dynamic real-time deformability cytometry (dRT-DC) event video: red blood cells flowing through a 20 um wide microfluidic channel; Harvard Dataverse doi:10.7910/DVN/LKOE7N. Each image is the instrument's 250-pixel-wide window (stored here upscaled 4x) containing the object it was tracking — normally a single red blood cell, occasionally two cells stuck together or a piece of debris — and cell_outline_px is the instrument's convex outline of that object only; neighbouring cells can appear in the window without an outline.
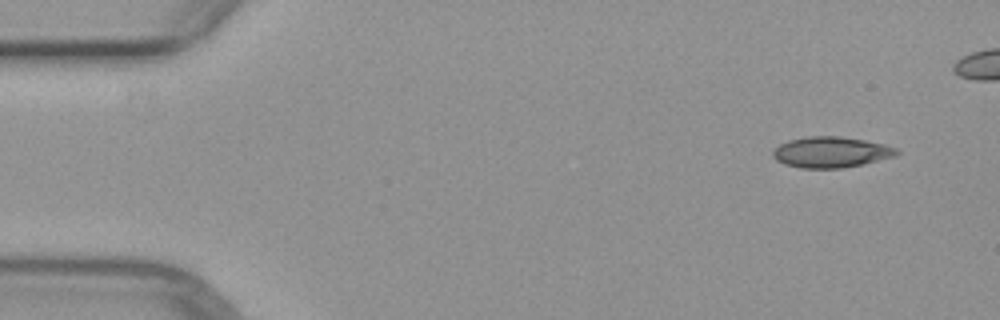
{"species": "common noctule bat (a hibernating species)", "species_latin": "Nyctalus noctula", "temperature_condition": "warm", "stored_images_in_passage": 5, "camera_frame_rate_fps": 3000, "um_per_image_px": 0.085, "animal": {"sex": "female", "body_mass_g": 29.2, "forearm_length_mm": 56.3}, "frame": {"image": 1, "passage_image": 1, "time_ms": 0.0, "image_size_px": [1000, 320], "cell_outline_px": [[900, 152], [896, 156], [864, 164], [840, 168], [800, 168], [784, 164], [776, 160], [772, 156], [772, 152], [780, 144], [788, 140], [808, 136], [840, 136], [864, 140], [884, 144], [896, 148]], "centroid_in_image_um": [70.64, 12.93], "position_along_channel_um": 14.4, "area_um2": 22.31}}
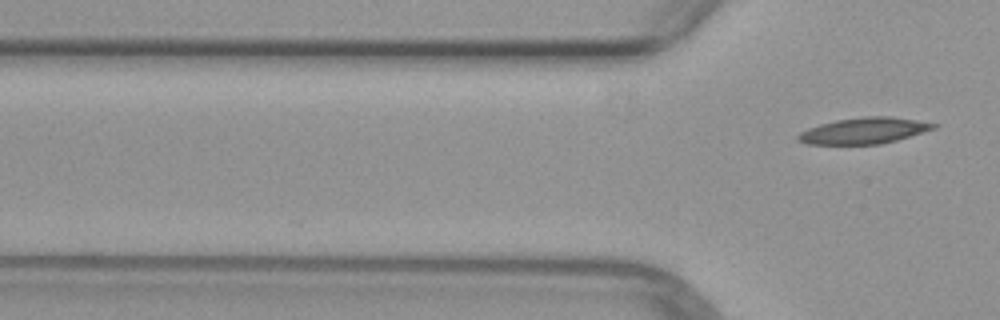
{"frame": {"image": 2, "passage_image": 5, "time_ms": 6.0, "image_size_px": [1000, 320], "cell_outline_px": [[940, 124], [936, 128], [896, 140], [880, 144], [808, 144], [796, 140], [796, 136], [800, 132], [808, 128], [820, 124], [836, 120], [864, 116], [888, 116], [916, 120]], "centroid_in_image_um": [73.42, 11.1], "position_along_channel_um": 52.4, "area_um2": 20.58}}